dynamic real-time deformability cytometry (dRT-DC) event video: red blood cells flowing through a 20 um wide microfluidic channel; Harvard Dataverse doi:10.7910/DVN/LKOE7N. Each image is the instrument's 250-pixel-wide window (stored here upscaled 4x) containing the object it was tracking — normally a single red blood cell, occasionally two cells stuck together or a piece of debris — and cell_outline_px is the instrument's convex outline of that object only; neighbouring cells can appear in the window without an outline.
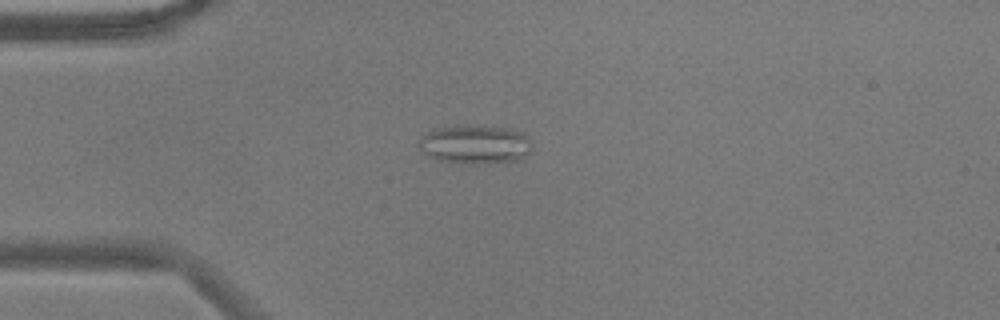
{"species": "common noctule bat (a hibernating species)", "species_latin": "Nyctalus noctula", "temperature_condition": "warm", "stored_images_in_passage": 44, "camera_frame_rate_fps": 3000, "um_per_image_px": 0.085, "animal": {"sex": "male", "body_mass_g": 17.9}, "frame": {"image": 1, "passage_image": 4, "time_ms": 1.0, "image_size_px": [1000, 320], "cell_outline_px": [[528, 152], [520, 160], [440, 160], [424, 152], [416, 144], [432, 128], [460, 124], [516, 128], [524, 132], [528, 140]], "centroid_in_image_um": [40.36, 12.16], "position_along_channel_um": 44.6, "area_um2": 24.45}}
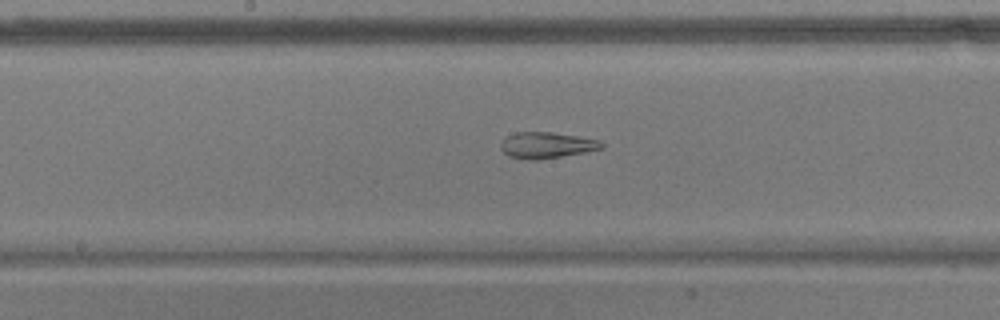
{"frame": {"image": 2, "passage_image": 18, "time_ms": 5.667, "image_size_px": [1000, 320], "cell_outline_px": [[604, 148], [584, 152], [540, 160], [528, 160], [508, 156], [500, 148], [500, 144], [508, 136], [516, 132], [552, 132], [600, 140], [604, 144]], "centroid_in_image_um": [46.46, 12.35], "position_along_channel_um": 201.7, "area_um2": 15.32}}
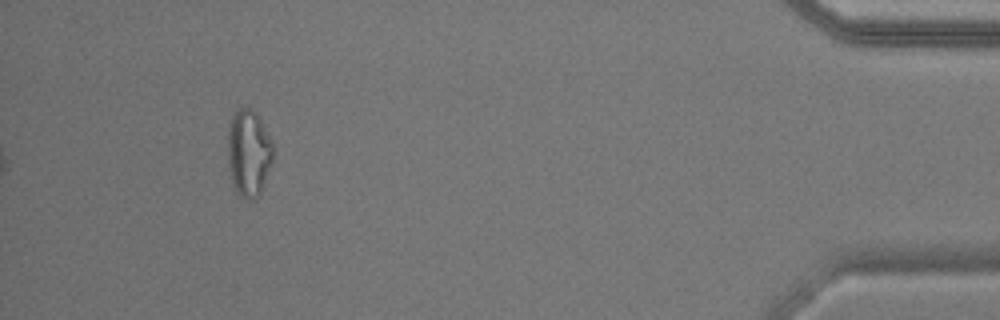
{"frame": {"image": 3, "passage_image": 40, "time_ms": 13.0, "image_size_px": [1000, 320], "cell_outline_px": [[272, 160], [264, 184], [260, 192], [252, 200], [244, 200], [236, 192], [232, 184], [228, 156], [228, 128], [232, 112], [240, 108], [252, 108], [256, 112], [272, 140]], "centroid_in_image_um": [21.12, 12.98], "position_along_channel_um": 414.1, "area_um2": 23.0}, "authors_computed_cell_mechanics": {"area_um2": 19.6809, "velocity_mm_per_s": 3.7665, "shape_relaxation_time_tau1_ms": null, "shape_relaxation_time_tau2_ms": 3.0075, "deformation_change_tau1": null, "deformation_change_tau2": 0.1307}}